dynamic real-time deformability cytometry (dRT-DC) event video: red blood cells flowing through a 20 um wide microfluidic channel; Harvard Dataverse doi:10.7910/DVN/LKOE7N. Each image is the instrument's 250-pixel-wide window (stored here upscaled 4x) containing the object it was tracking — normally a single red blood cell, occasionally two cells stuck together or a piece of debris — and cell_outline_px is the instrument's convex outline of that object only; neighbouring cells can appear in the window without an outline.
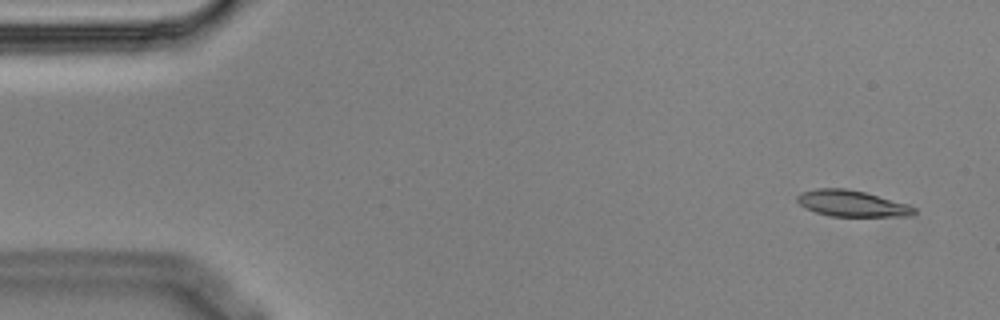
{"species": "Egyptian fruit bat (a non-hibernating species)", "species_latin": "Rousettus aegyptiacus", "temperature_condition": "cold", "stored_images_in_passage": 5, "camera_frame_rate_fps": 3000, "um_per_image_px": 0.085, "animal": {"sex": "male"}, "frame": {"image": 1, "passage_image": 1, "time_ms": 0.0, "image_size_px": [1000, 320], "cell_outline_px": [[916, 212], [912, 216], [828, 216], [804, 208], [796, 200], [796, 196], [800, 192], [816, 188], [844, 188], [864, 192], [908, 204], [916, 208]], "centroid_in_image_um": [72.38, 17.3], "position_along_channel_um": 12.6, "area_um2": 17.92}}
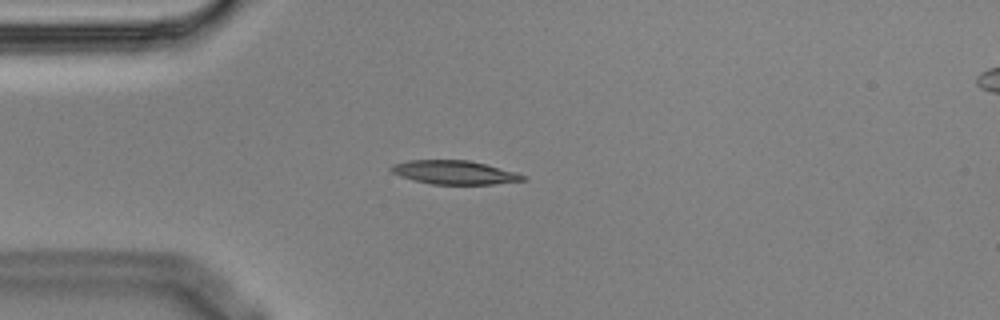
{"frame": {"image": 2, "passage_image": 4, "time_ms": 1.0, "image_size_px": [1000, 320], "cell_outline_px": [[528, 180], [492, 184], [432, 184], [412, 180], [400, 176], [392, 172], [388, 168], [392, 164], [408, 160], [468, 160], [516, 172], [524, 176]], "centroid_in_image_um": [38.58, 14.65], "position_along_channel_um": 46.4, "area_um2": 18.15}}